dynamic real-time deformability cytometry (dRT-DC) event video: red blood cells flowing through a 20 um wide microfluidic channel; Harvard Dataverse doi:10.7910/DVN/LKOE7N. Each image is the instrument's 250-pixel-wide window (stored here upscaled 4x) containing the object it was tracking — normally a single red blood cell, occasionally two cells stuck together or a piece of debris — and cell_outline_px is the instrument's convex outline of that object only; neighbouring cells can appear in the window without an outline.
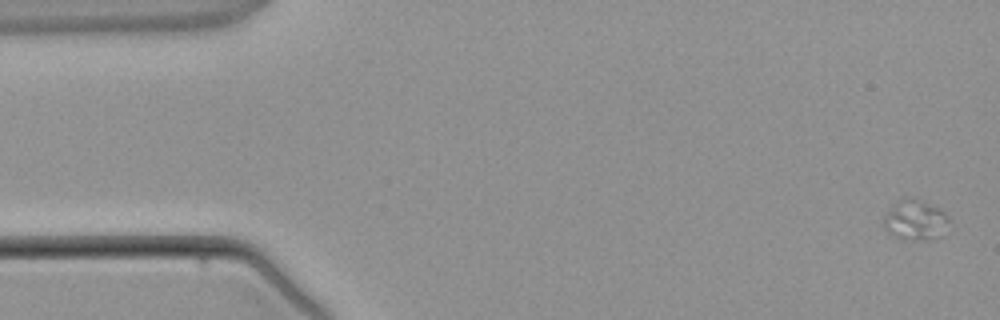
{"species": "common noctule bat (a hibernating species)", "species_latin": "Nyctalus noctula", "temperature_condition": "warm", "stored_images_in_passage": 4, "camera_frame_rate_fps": 3000, "um_per_image_px": 0.085, "animal": {"sex": "male", "body_mass_g": 21.5, "forearm_length_mm": 52.0}, "frame": {"image": 1, "passage_image": 1, "time_ms": 0.0, "image_size_px": [1000, 320], "cell_outline_px": [[948, 220], [944, 236], [932, 240], [928, 240], [900, 236], [884, 228], [884, 216], [904, 196], [920, 200], [940, 208], [948, 216]], "centroid_in_image_um": [77.88, 18.68], "position_along_channel_um": 7.1, "area_um2": 14.74}}
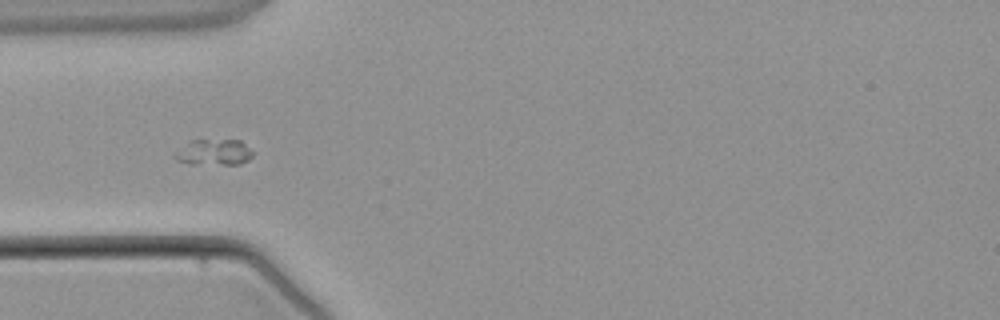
{"frame": {"image": 2, "passage_image": 4, "time_ms": 4.333, "image_size_px": [1000, 320], "cell_outline_px": [[252, 156], [248, 160], [240, 164], [192, 164], [176, 160], [172, 156], [172, 152], [188, 140], [240, 140], [252, 152]], "centroid_in_image_um": [18.08, 12.94], "position_along_channel_um": 66.9, "area_um2": 11.96}}